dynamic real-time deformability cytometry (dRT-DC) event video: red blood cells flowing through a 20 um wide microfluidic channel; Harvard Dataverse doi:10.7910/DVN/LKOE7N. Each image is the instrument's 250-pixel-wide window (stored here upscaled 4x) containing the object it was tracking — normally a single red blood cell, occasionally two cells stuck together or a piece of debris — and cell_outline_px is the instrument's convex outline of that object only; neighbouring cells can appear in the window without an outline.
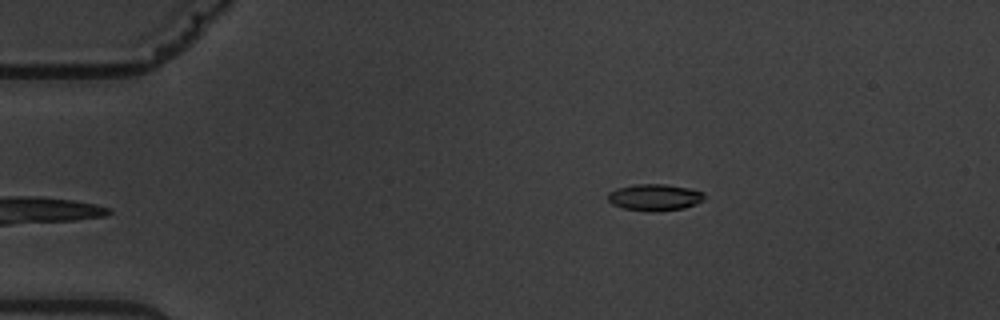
{"species": "common noctule bat (a hibernating species)", "species_latin": "Nyctalus noctula", "temperature_condition": "warm", "stored_images_in_passage": 2, "camera_frame_rate_fps": 3000, "um_per_image_px": 0.085, "animal": {"sex": "male", "body_mass_g": 19.5, "forearm_length_mm": 54.6}, "frame": {"image": 1, "passage_image": 2, "time_ms": 1.333, "image_size_px": [1000, 320], "cell_outline_px": [[704, 200], [696, 204], [684, 208], [652, 212], [624, 208], [612, 204], [608, 200], [608, 192], [616, 188], [636, 184], [664, 184], [688, 188], [704, 192]], "centroid_in_image_um": [55.64, 16.77], "position_along_channel_um": 29.4, "area_um2": 14.97}}